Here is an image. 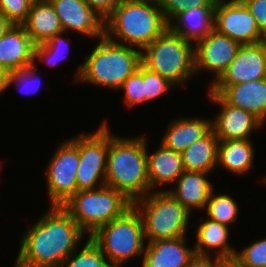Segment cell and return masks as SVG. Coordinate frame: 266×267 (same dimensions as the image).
<instances>
[{
	"instance_id": "19",
	"label": "cell",
	"mask_w": 266,
	"mask_h": 267,
	"mask_svg": "<svg viewBox=\"0 0 266 267\" xmlns=\"http://www.w3.org/2000/svg\"><path fill=\"white\" fill-rule=\"evenodd\" d=\"M209 173L184 171L175 181L174 189L168 191L176 200H178L190 212L192 210H203L213 191V184L209 181Z\"/></svg>"
},
{
	"instance_id": "16",
	"label": "cell",
	"mask_w": 266,
	"mask_h": 267,
	"mask_svg": "<svg viewBox=\"0 0 266 267\" xmlns=\"http://www.w3.org/2000/svg\"><path fill=\"white\" fill-rule=\"evenodd\" d=\"M208 93L219 94L228 104L241 108L266 122V78L230 86H209Z\"/></svg>"
},
{
	"instance_id": "12",
	"label": "cell",
	"mask_w": 266,
	"mask_h": 267,
	"mask_svg": "<svg viewBox=\"0 0 266 267\" xmlns=\"http://www.w3.org/2000/svg\"><path fill=\"white\" fill-rule=\"evenodd\" d=\"M195 73L204 70L214 74L216 81L235 59L241 45L213 29L204 38L194 43Z\"/></svg>"
},
{
	"instance_id": "26",
	"label": "cell",
	"mask_w": 266,
	"mask_h": 267,
	"mask_svg": "<svg viewBox=\"0 0 266 267\" xmlns=\"http://www.w3.org/2000/svg\"><path fill=\"white\" fill-rule=\"evenodd\" d=\"M218 144L219 140L211 129L204 137L181 152L184 169L203 173L213 172L216 167H219Z\"/></svg>"
},
{
	"instance_id": "32",
	"label": "cell",
	"mask_w": 266,
	"mask_h": 267,
	"mask_svg": "<svg viewBox=\"0 0 266 267\" xmlns=\"http://www.w3.org/2000/svg\"><path fill=\"white\" fill-rule=\"evenodd\" d=\"M217 0H159L164 18L169 24L187 8L215 7Z\"/></svg>"
},
{
	"instance_id": "2",
	"label": "cell",
	"mask_w": 266,
	"mask_h": 267,
	"mask_svg": "<svg viewBox=\"0 0 266 267\" xmlns=\"http://www.w3.org/2000/svg\"><path fill=\"white\" fill-rule=\"evenodd\" d=\"M109 132L105 185L134 202L150 192L147 139L119 137Z\"/></svg>"
},
{
	"instance_id": "21",
	"label": "cell",
	"mask_w": 266,
	"mask_h": 267,
	"mask_svg": "<svg viewBox=\"0 0 266 267\" xmlns=\"http://www.w3.org/2000/svg\"><path fill=\"white\" fill-rule=\"evenodd\" d=\"M196 229V243L194 249L196 256H208L217 252V257H233L236 254L235 248L229 244L230 229L228 225L219 223L218 221L206 218L201 221Z\"/></svg>"
},
{
	"instance_id": "33",
	"label": "cell",
	"mask_w": 266,
	"mask_h": 267,
	"mask_svg": "<svg viewBox=\"0 0 266 267\" xmlns=\"http://www.w3.org/2000/svg\"><path fill=\"white\" fill-rule=\"evenodd\" d=\"M174 86L175 85L168 79L162 77L158 73L150 71L144 66V89L146 103L165 95V93Z\"/></svg>"
},
{
	"instance_id": "22",
	"label": "cell",
	"mask_w": 266,
	"mask_h": 267,
	"mask_svg": "<svg viewBox=\"0 0 266 267\" xmlns=\"http://www.w3.org/2000/svg\"><path fill=\"white\" fill-rule=\"evenodd\" d=\"M22 25L35 45L63 32L60 19L49 0L33 1L28 17Z\"/></svg>"
},
{
	"instance_id": "20",
	"label": "cell",
	"mask_w": 266,
	"mask_h": 267,
	"mask_svg": "<svg viewBox=\"0 0 266 267\" xmlns=\"http://www.w3.org/2000/svg\"><path fill=\"white\" fill-rule=\"evenodd\" d=\"M147 168L150 192L156 190L157 186L174 184L185 171L182 154L161 143L155 152L149 154L147 150Z\"/></svg>"
},
{
	"instance_id": "14",
	"label": "cell",
	"mask_w": 266,
	"mask_h": 267,
	"mask_svg": "<svg viewBox=\"0 0 266 267\" xmlns=\"http://www.w3.org/2000/svg\"><path fill=\"white\" fill-rule=\"evenodd\" d=\"M208 98L221 106V111L212 121V130L219 141L250 139L254 130L264 124L252 113L228 104L219 94L207 93Z\"/></svg>"
},
{
	"instance_id": "18",
	"label": "cell",
	"mask_w": 266,
	"mask_h": 267,
	"mask_svg": "<svg viewBox=\"0 0 266 267\" xmlns=\"http://www.w3.org/2000/svg\"><path fill=\"white\" fill-rule=\"evenodd\" d=\"M35 44L23 25H12L0 38V65L9 72L34 64Z\"/></svg>"
},
{
	"instance_id": "8",
	"label": "cell",
	"mask_w": 266,
	"mask_h": 267,
	"mask_svg": "<svg viewBox=\"0 0 266 267\" xmlns=\"http://www.w3.org/2000/svg\"><path fill=\"white\" fill-rule=\"evenodd\" d=\"M133 206L141 215L147 242L187 236L191 213L168 191L149 192Z\"/></svg>"
},
{
	"instance_id": "25",
	"label": "cell",
	"mask_w": 266,
	"mask_h": 267,
	"mask_svg": "<svg viewBox=\"0 0 266 267\" xmlns=\"http://www.w3.org/2000/svg\"><path fill=\"white\" fill-rule=\"evenodd\" d=\"M251 141L252 139L219 141L217 164L234 175L247 174L252 169L255 158V149Z\"/></svg>"
},
{
	"instance_id": "11",
	"label": "cell",
	"mask_w": 266,
	"mask_h": 267,
	"mask_svg": "<svg viewBox=\"0 0 266 267\" xmlns=\"http://www.w3.org/2000/svg\"><path fill=\"white\" fill-rule=\"evenodd\" d=\"M214 29L242 45L263 42L256 19L247 6L238 0H217Z\"/></svg>"
},
{
	"instance_id": "36",
	"label": "cell",
	"mask_w": 266,
	"mask_h": 267,
	"mask_svg": "<svg viewBox=\"0 0 266 267\" xmlns=\"http://www.w3.org/2000/svg\"><path fill=\"white\" fill-rule=\"evenodd\" d=\"M256 19L258 28L263 36L266 35V0H242Z\"/></svg>"
},
{
	"instance_id": "27",
	"label": "cell",
	"mask_w": 266,
	"mask_h": 267,
	"mask_svg": "<svg viewBox=\"0 0 266 267\" xmlns=\"http://www.w3.org/2000/svg\"><path fill=\"white\" fill-rule=\"evenodd\" d=\"M214 193L213 190L204 209L207 217L228 226L235 224L240 209L234 198L228 194Z\"/></svg>"
},
{
	"instance_id": "1",
	"label": "cell",
	"mask_w": 266,
	"mask_h": 267,
	"mask_svg": "<svg viewBox=\"0 0 266 267\" xmlns=\"http://www.w3.org/2000/svg\"><path fill=\"white\" fill-rule=\"evenodd\" d=\"M85 232L62 206H51L26 230L14 267H60L82 245Z\"/></svg>"
},
{
	"instance_id": "3",
	"label": "cell",
	"mask_w": 266,
	"mask_h": 267,
	"mask_svg": "<svg viewBox=\"0 0 266 267\" xmlns=\"http://www.w3.org/2000/svg\"><path fill=\"white\" fill-rule=\"evenodd\" d=\"M168 28L158 0H121L104 20L108 39L140 50Z\"/></svg>"
},
{
	"instance_id": "31",
	"label": "cell",
	"mask_w": 266,
	"mask_h": 267,
	"mask_svg": "<svg viewBox=\"0 0 266 267\" xmlns=\"http://www.w3.org/2000/svg\"><path fill=\"white\" fill-rule=\"evenodd\" d=\"M37 70H38V68H37L36 64L34 63L33 65H31L29 67H26L24 69L11 71L9 73L8 88L10 87V85L12 83L13 84L15 83L16 87L18 86L17 87L18 90L21 91V92L23 90V92H25L24 94H26V93L27 94H31L33 92L36 93L39 90V87H40V84H41V81H39L41 79L40 76H38V77L36 76L37 75L36 74ZM25 88L26 89L28 88V90H26L27 92L25 91ZM30 90H33V91H30Z\"/></svg>"
},
{
	"instance_id": "30",
	"label": "cell",
	"mask_w": 266,
	"mask_h": 267,
	"mask_svg": "<svg viewBox=\"0 0 266 267\" xmlns=\"http://www.w3.org/2000/svg\"><path fill=\"white\" fill-rule=\"evenodd\" d=\"M119 90L124 91V104L127 107L134 108L145 103L144 66L142 64L123 82Z\"/></svg>"
},
{
	"instance_id": "6",
	"label": "cell",
	"mask_w": 266,
	"mask_h": 267,
	"mask_svg": "<svg viewBox=\"0 0 266 267\" xmlns=\"http://www.w3.org/2000/svg\"><path fill=\"white\" fill-rule=\"evenodd\" d=\"M101 249L112 267L143 256L145 233L140 213L134 206L122 216L100 226L89 236Z\"/></svg>"
},
{
	"instance_id": "42",
	"label": "cell",
	"mask_w": 266,
	"mask_h": 267,
	"mask_svg": "<svg viewBox=\"0 0 266 267\" xmlns=\"http://www.w3.org/2000/svg\"><path fill=\"white\" fill-rule=\"evenodd\" d=\"M263 43H264L265 46H266V35L263 37Z\"/></svg>"
},
{
	"instance_id": "37",
	"label": "cell",
	"mask_w": 266,
	"mask_h": 267,
	"mask_svg": "<svg viewBox=\"0 0 266 267\" xmlns=\"http://www.w3.org/2000/svg\"><path fill=\"white\" fill-rule=\"evenodd\" d=\"M102 19H106L121 0H84Z\"/></svg>"
},
{
	"instance_id": "7",
	"label": "cell",
	"mask_w": 266,
	"mask_h": 267,
	"mask_svg": "<svg viewBox=\"0 0 266 267\" xmlns=\"http://www.w3.org/2000/svg\"><path fill=\"white\" fill-rule=\"evenodd\" d=\"M132 206L123 193L107 185L78 191L62 205L88 237Z\"/></svg>"
},
{
	"instance_id": "5",
	"label": "cell",
	"mask_w": 266,
	"mask_h": 267,
	"mask_svg": "<svg viewBox=\"0 0 266 267\" xmlns=\"http://www.w3.org/2000/svg\"><path fill=\"white\" fill-rule=\"evenodd\" d=\"M142 65L160 74L176 87L184 85L195 73L193 43L169 28L141 50Z\"/></svg>"
},
{
	"instance_id": "28",
	"label": "cell",
	"mask_w": 266,
	"mask_h": 267,
	"mask_svg": "<svg viewBox=\"0 0 266 267\" xmlns=\"http://www.w3.org/2000/svg\"><path fill=\"white\" fill-rule=\"evenodd\" d=\"M82 249H77L60 265V267H112L98 245L90 238Z\"/></svg>"
},
{
	"instance_id": "40",
	"label": "cell",
	"mask_w": 266,
	"mask_h": 267,
	"mask_svg": "<svg viewBox=\"0 0 266 267\" xmlns=\"http://www.w3.org/2000/svg\"><path fill=\"white\" fill-rule=\"evenodd\" d=\"M9 71L0 65V95L8 88Z\"/></svg>"
},
{
	"instance_id": "17",
	"label": "cell",
	"mask_w": 266,
	"mask_h": 267,
	"mask_svg": "<svg viewBox=\"0 0 266 267\" xmlns=\"http://www.w3.org/2000/svg\"><path fill=\"white\" fill-rule=\"evenodd\" d=\"M187 236L150 241L146 244L141 267H189L196 257L187 246Z\"/></svg>"
},
{
	"instance_id": "10",
	"label": "cell",
	"mask_w": 266,
	"mask_h": 267,
	"mask_svg": "<svg viewBox=\"0 0 266 267\" xmlns=\"http://www.w3.org/2000/svg\"><path fill=\"white\" fill-rule=\"evenodd\" d=\"M109 129L104 120L97 131L79 135L77 192L105 185Z\"/></svg>"
},
{
	"instance_id": "29",
	"label": "cell",
	"mask_w": 266,
	"mask_h": 267,
	"mask_svg": "<svg viewBox=\"0 0 266 267\" xmlns=\"http://www.w3.org/2000/svg\"><path fill=\"white\" fill-rule=\"evenodd\" d=\"M63 34L65 32L58 33L48 41L35 45L34 63L37 59L49 66H56L60 61L67 60L69 54L65 51L70 46V38H63Z\"/></svg>"
},
{
	"instance_id": "24",
	"label": "cell",
	"mask_w": 266,
	"mask_h": 267,
	"mask_svg": "<svg viewBox=\"0 0 266 267\" xmlns=\"http://www.w3.org/2000/svg\"><path fill=\"white\" fill-rule=\"evenodd\" d=\"M214 10L215 7H189L169 23V29L196 43L214 29Z\"/></svg>"
},
{
	"instance_id": "4",
	"label": "cell",
	"mask_w": 266,
	"mask_h": 267,
	"mask_svg": "<svg viewBox=\"0 0 266 267\" xmlns=\"http://www.w3.org/2000/svg\"><path fill=\"white\" fill-rule=\"evenodd\" d=\"M99 40L88 58L78 66L74 82L119 90L142 64L141 50L114 42L105 35Z\"/></svg>"
},
{
	"instance_id": "41",
	"label": "cell",
	"mask_w": 266,
	"mask_h": 267,
	"mask_svg": "<svg viewBox=\"0 0 266 267\" xmlns=\"http://www.w3.org/2000/svg\"><path fill=\"white\" fill-rule=\"evenodd\" d=\"M13 24L7 19V17L0 11V38L4 36L5 32Z\"/></svg>"
},
{
	"instance_id": "15",
	"label": "cell",
	"mask_w": 266,
	"mask_h": 267,
	"mask_svg": "<svg viewBox=\"0 0 266 267\" xmlns=\"http://www.w3.org/2000/svg\"><path fill=\"white\" fill-rule=\"evenodd\" d=\"M54 7L63 32H77L88 38L104 36V19L84 0H49Z\"/></svg>"
},
{
	"instance_id": "34",
	"label": "cell",
	"mask_w": 266,
	"mask_h": 267,
	"mask_svg": "<svg viewBox=\"0 0 266 267\" xmlns=\"http://www.w3.org/2000/svg\"><path fill=\"white\" fill-rule=\"evenodd\" d=\"M235 256L246 267H266V238L254 241Z\"/></svg>"
},
{
	"instance_id": "9",
	"label": "cell",
	"mask_w": 266,
	"mask_h": 267,
	"mask_svg": "<svg viewBox=\"0 0 266 267\" xmlns=\"http://www.w3.org/2000/svg\"><path fill=\"white\" fill-rule=\"evenodd\" d=\"M46 167V183L51 206H62L77 192L79 135L61 143Z\"/></svg>"
},
{
	"instance_id": "39",
	"label": "cell",
	"mask_w": 266,
	"mask_h": 267,
	"mask_svg": "<svg viewBox=\"0 0 266 267\" xmlns=\"http://www.w3.org/2000/svg\"><path fill=\"white\" fill-rule=\"evenodd\" d=\"M219 267H246L236 256L219 257Z\"/></svg>"
},
{
	"instance_id": "23",
	"label": "cell",
	"mask_w": 266,
	"mask_h": 267,
	"mask_svg": "<svg viewBox=\"0 0 266 267\" xmlns=\"http://www.w3.org/2000/svg\"><path fill=\"white\" fill-rule=\"evenodd\" d=\"M211 129L212 120L207 118H176L168 125L160 143L170 150L181 153Z\"/></svg>"
},
{
	"instance_id": "35",
	"label": "cell",
	"mask_w": 266,
	"mask_h": 267,
	"mask_svg": "<svg viewBox=\"0 0 266 267\" xmlns=\"http://www.w3.org/2000/svg\"><path fill=\"white\" fill-rule=\"evenodd\" d=\"M33 0H0V11L14 25H22L30 11Z\"/></svg>"
},
{
	"instance_id": "38",
	"label": "cell",
	"mask_w": 266,
	"mask_h": 267,
	"mask_svg": "<svg viewBox=\"0 0 266 267\" xmlns=\"http://www.w3.org/2000/svg\"><path fill=\"white\" fill-rule=\"evenodd\" d=\"M196 256L189 267H219V257Z\"/></svg>"
},
{
	"instance_id": "13",
	"label": "cell",
	"mask_w": 266,
	"mask_h": 267,
	"mask_svg": "<svg viewBox=\"0 0 266 267\" xmlns=\"http://www.w3.org/2000/svg\"><path fill=\"white\" fill-rule=\"evenodd\" d=\"M266 78V46L263 42L241 45L235 59L209 86H230Z\"/></svg>"
}]
</instances>
